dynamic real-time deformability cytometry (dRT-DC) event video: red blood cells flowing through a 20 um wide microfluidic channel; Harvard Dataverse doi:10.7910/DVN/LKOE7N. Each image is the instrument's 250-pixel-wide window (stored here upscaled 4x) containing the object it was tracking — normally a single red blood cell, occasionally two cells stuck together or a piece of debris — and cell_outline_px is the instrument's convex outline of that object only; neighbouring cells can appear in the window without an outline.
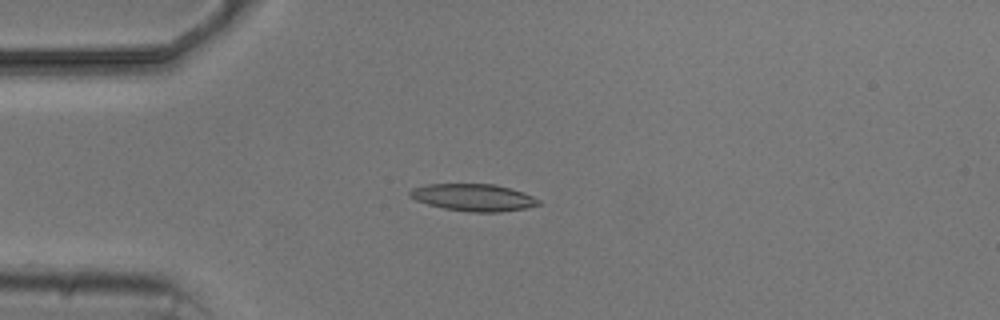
{"species": "common noctule bat (a hibernating species)", "species_latin": "Nyctalus noctula", "temperature_condition": "cold", "stored_images_in_passage": 4, "camera_frame_rate_fps": 3000, "um_per_image_px": 0.085, "animal": {"sex": "male", "body_mass_g": 20.5, "forearm_length_mm": 52.5}, "frame": {"image": 1, "passage_image": 2, "time_ms": 1.0, "image_size_px": [1000, 320], "cell_outline_px": [[540, 204], [524, 208], [500, 212], [472, 212], [444, 208], [428, 204], [416, 200], [408, 196], [408, 192], [412, 188], [428, 184], [492, 184], [524, 192], [540, 200]], "centroid_in_image_um": [40.21, 16.78], "position_along_channel_um": 44.8, "area_um2": 20.17}}
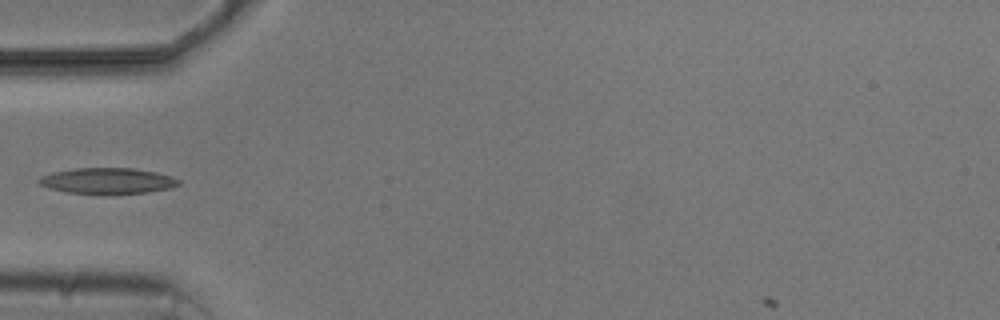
{"frame": {"image": 2, "passage_image": 3, "time_ms": 2.333, "image_size_px": [1000, 320], "cell_outline_px": [[180, 184], [172, 188], [148, 192], [104, 196], [68, 192], [48, 188], [40, 184], [36, 180], [40, 176], [52, 172], [76, 168], [132, 168], [156, 172], [172, 176], [180, 180]], "centroid_in_image_um": [9.14, 15.4], "position_along_channel_um": 75.9, "area_um2": 21.73}}
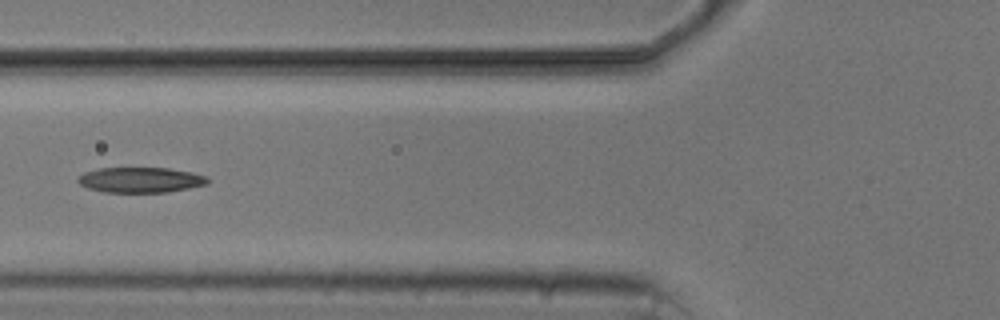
{"frame": {"image": 3, "passage_image": 4, "time_ms": 3.333, "image_size_px": [1000, 320], "cell_outline_px": [[208, 184], [168, 192], [104, 192], [88, 188], [80, 184], [76, 180], [84, 172], [100, 168], [168, 168], [192, 172], [208, 176]], "centroid_in_image_um": [11.96, 15.29], "position_along_channel_um": 113.8, "area_um2": 19.13}}